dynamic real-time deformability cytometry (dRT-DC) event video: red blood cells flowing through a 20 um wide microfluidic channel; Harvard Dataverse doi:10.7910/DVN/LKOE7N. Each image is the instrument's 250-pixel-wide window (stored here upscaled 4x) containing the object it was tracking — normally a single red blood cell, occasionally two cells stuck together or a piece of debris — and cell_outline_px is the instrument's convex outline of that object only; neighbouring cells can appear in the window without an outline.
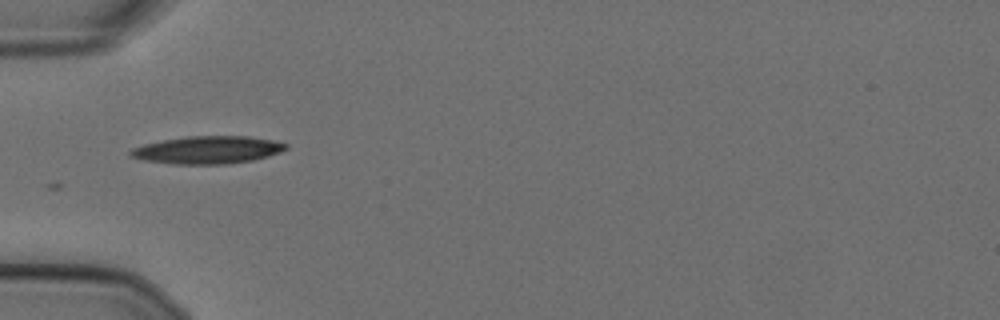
{"species": "Egyptian fruit bat (a non-hibernating species)", "species_latin": "Rousettus aegyptiacus", "temperature_condition": "cold", "stored_images_in_passage": 4, "camera_frame_rate_fps": 3000, "um_per_image_px": 0.085, "animal": {"sex": "female"}, "frame": {"image": 1, "passage_image": 1, "time_ms": 0.0, "image_size_px": [1000, 320], "cell_outline_px": [[288, 148], [280, 152], [268, 156], [252, 160], [224, 164], [176, 164], [144, 160], [128, 156], [128, 152], [132, 148], [144, 144], [164, 140], [188, 136], [248, 136], [272, 140], [288, 144]], "centroid_in_image_um": [17.64, 12.74], "position_along_channel_um": 67.4, "area_um2": 24.91}}
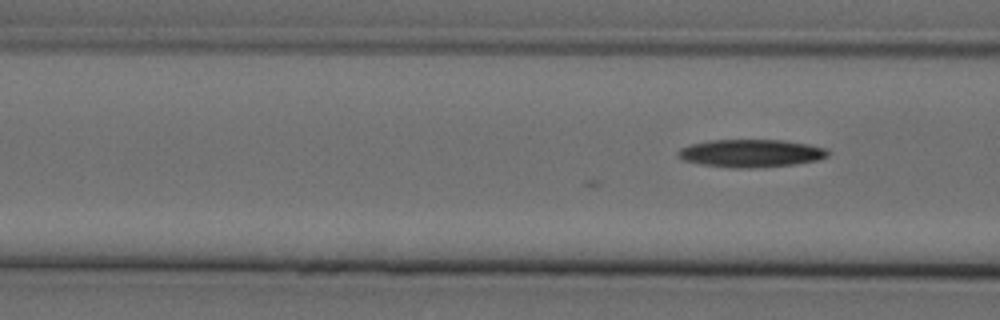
{"frame": {"image": 2, "passage_image": 4, "time_ms": 1.0, "image_size_px": [1000, 320], "cell_outline_px": [[828, 156], [820, 160], [796, 164], [752, 168], [732, 168], [700, 164], [684, 160], [676, 156], [676, 152], [680, 148], [688, 144], [708, 140], [784, 140], [808, 144], [828, 148]], "centroid_in_image_um": [63.82, 13.02], "position_along_channel_um": 102.8, "area_um2": 24.62}}